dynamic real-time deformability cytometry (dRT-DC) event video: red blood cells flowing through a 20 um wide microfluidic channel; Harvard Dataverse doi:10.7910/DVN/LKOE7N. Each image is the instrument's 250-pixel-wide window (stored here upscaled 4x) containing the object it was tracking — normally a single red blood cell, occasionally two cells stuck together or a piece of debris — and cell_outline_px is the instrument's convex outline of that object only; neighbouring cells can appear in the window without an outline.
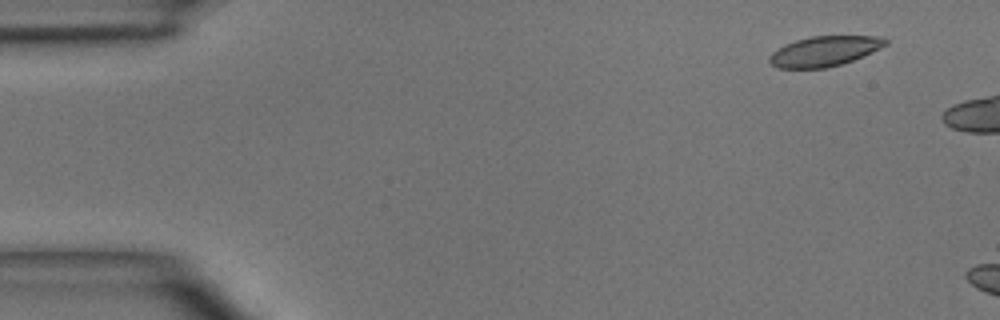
{"species": "common noctule bat (a hibernating species)", "species_latin": "Nyctalus noctula", "temperature_condition": "room temperature", "stored_images_in_passage": 3, "camera_frame_rate_fps": 3000, "um_per_image_px": 0.085, "animal": {"sex": "male", "body_mass_g": 15.6}, "frame": {"image": 1, "passage_image": 1, "time_ms": 0.0, "image_size_px": [1000, 320], "cell_outline_px": [[888, 44], [852, 60], [828, 68], [776, 68], [768, 60], [768, 56], [776, 48], [784, 44], [796, 40], [812, 36], [884, 36], [888, 40]], "centroid_in_image_um": [70.04, 4.34], "position_along_channel_um": 15.0, "area_um2": 20.35}}